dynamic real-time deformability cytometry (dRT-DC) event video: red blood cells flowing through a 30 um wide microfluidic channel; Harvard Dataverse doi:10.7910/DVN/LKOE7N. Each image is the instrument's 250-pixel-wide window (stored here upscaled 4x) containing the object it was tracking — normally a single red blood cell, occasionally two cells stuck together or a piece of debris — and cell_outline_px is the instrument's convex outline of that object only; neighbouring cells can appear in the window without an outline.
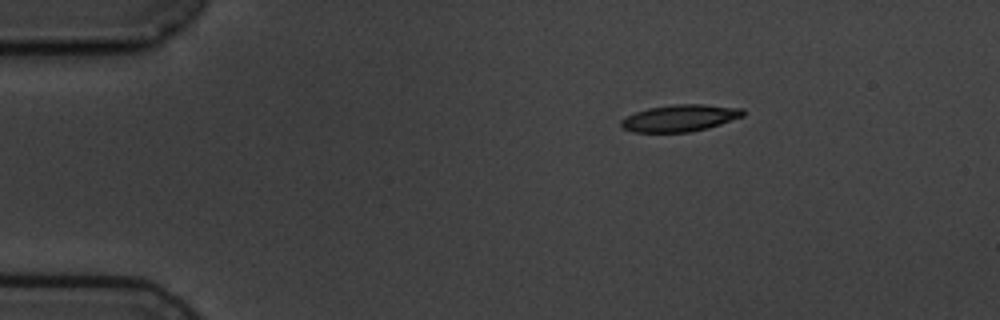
{"species": "common noctule bat (a hibernating species)", "species_latin": "Nyctalus noctula", "temperature_condition": "cold", "stored_images_in_passage": 3, "camera_frame_rate_fps": 3000, "um_per_image_px": 0.085, "animal": {"sex": "male", "body_mass_g": 19.5, "forearm_length_mm": 54.6}, "frame": {"image": 1, "passage_image": 1, "time_ms": 0.0, "image_size_px": [1000, 320], "cell_outline_px": [[744, 116], [708, 128], [692, 132], [632, 132], [620, 128], [620, 120], [636, 112], [648, 108], [676, 104], [704, 104], [744, 108]], "centroid_in_image_um": [57.8, 10.04], "position_along_channel_um": 27.2, "area_um2": 19.19}}